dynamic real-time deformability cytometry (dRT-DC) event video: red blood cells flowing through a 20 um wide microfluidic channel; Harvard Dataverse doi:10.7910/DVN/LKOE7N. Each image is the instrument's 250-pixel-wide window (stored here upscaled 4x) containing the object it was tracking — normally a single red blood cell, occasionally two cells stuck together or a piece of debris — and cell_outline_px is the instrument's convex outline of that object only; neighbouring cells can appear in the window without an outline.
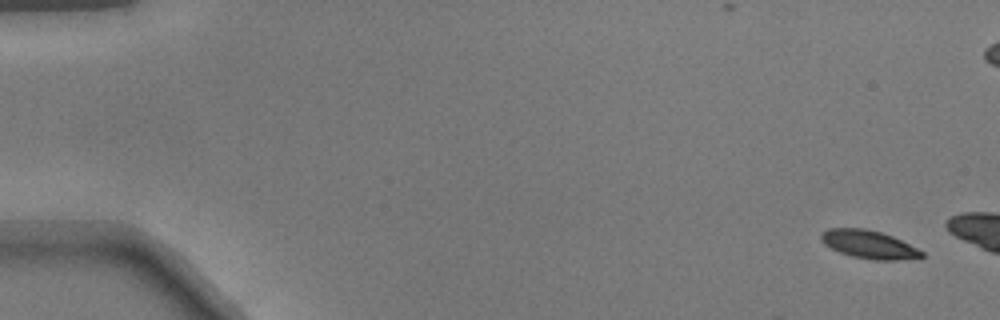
{"species": "common noctule bat (a hibernating species)", "species_latin": "Nyctalus noctula", "temperature_condition": "warm", "stored_images_in_passage": 5, "camera_frame_rate_fps": 3000, "um_per_image_px": 0.085, "animal": {"sex": "male", "body_mass_g": 17.9}, "frame": {"image": 1, "passage_image": 1, "time_ms": 0.0, "image_size_px": [1000, 320], "cell_outline_px": [[924, 256], [920, 260], [872, 260], [852, 256], [840, 252], [824, 244], [820, 240], [820, 232], [828, 228], [864, 228], [880, 232], [892, 236], [924, 252]], "centroid_in_image_um": [73.88, 20.79], "position_along_channel_um": 11.1, "area_um2": 16.7}}